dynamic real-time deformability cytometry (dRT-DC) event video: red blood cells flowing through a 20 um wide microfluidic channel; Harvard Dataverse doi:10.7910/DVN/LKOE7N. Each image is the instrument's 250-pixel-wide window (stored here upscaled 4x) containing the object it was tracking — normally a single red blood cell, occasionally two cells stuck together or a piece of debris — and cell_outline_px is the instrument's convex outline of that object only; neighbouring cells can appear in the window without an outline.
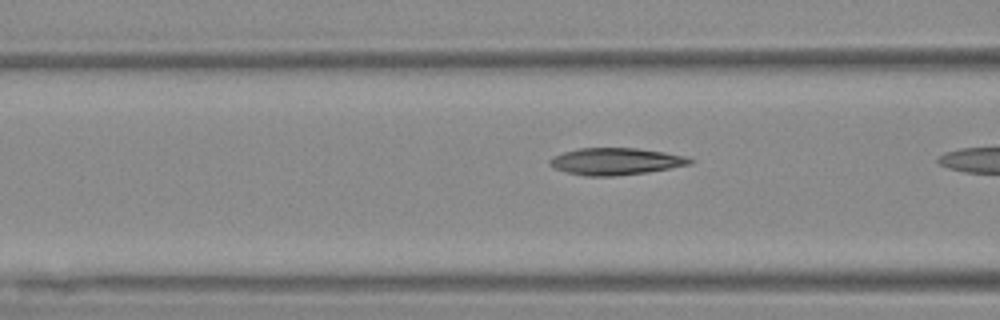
{"species": "Egyptian fruit bat (a non-hibernating species)", "species_latin": "Rousettus aegyptiacus", "temperature_condition": "warm", "stored_images_in_passage": 8, "camera_frame_rate_fps": 3000, "um_per_image_px": 0.085, "animal": {"sex": "female"}, "frame": {"image": 1, "passage_image": 6, "time_ms": 1.667, "image_size_px": [1000, 320], "cell_outline_px": [[696, 160], [692, 164], [648, 172], [612, 176], [584, 176], [568, 172], [556, 168], [548, 164], [548, 160], [552, 156], [564, 152], [580, 148], [636, 148], [664, 152], [688, 156]], "centroid_in_image_um": [52.37, 13.71], "position_along_channel_um": 114.2, "area_um2": 22.08}}